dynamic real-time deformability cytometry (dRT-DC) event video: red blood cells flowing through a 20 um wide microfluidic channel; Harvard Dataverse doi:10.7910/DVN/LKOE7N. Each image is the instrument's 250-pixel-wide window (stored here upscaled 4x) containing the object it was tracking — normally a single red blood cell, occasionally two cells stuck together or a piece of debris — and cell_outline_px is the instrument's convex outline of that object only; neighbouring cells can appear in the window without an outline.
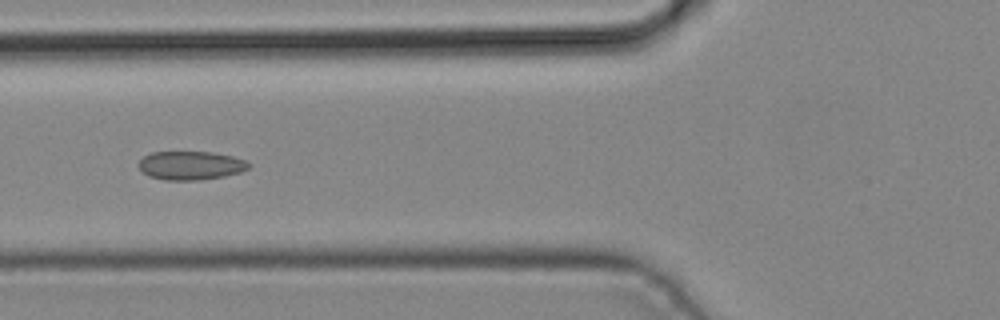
{"species": "common noctule bat (a hibernating species)", "species_latin": "Nyctalus noctula", "temperature_condition": "cold", "stored_images_in_passage": 4, "camera_frame_rate_fps": 3000, "um_per_image_px": 0.085, "animal": {"sex": "male", "body_mass_g": 19.2, "forearm_length_mm": 51.8}, "frame": {"image": 1, "passage_image": 3, "time_ms": 0.667, "image_size_px": [1000, 320], "cell_outline_px": [[252, 164], [248, 168], [240, 172], [224, 176], [200, 180], [164, 180], [148, 176], [136, 164], [144, 156], [152, 152], [212, 152], [232, 156], [244, 160]], "centroid_in_image_um": [16.2, 14.07], "position_along_channel_um": 109.6, "area_um2": 18.38}}
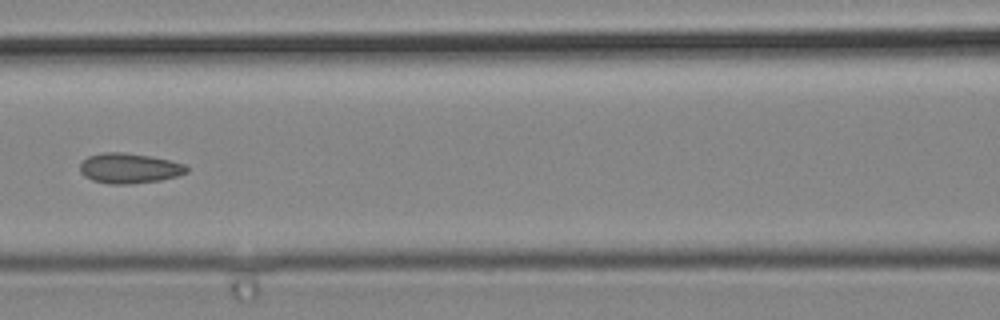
{"frame": {"image": 2, "passage_image": 4, "time_ms": 1.0, "image_size_px": [1000, 320], "cell_outline_px": [[188, 172], [176, 176], [160, 180], [128, 184], [108, 184], [92, 180], [84, 176], [80, 172], [80, 164], [88, 156], [104, 152], [124, 152], [152, 156], [184, 164], [188, 168]], "centroid_in_image_um": [10.97, 14.3], "position_along_channel_um": 155.6, "area_um2": 18.73}}